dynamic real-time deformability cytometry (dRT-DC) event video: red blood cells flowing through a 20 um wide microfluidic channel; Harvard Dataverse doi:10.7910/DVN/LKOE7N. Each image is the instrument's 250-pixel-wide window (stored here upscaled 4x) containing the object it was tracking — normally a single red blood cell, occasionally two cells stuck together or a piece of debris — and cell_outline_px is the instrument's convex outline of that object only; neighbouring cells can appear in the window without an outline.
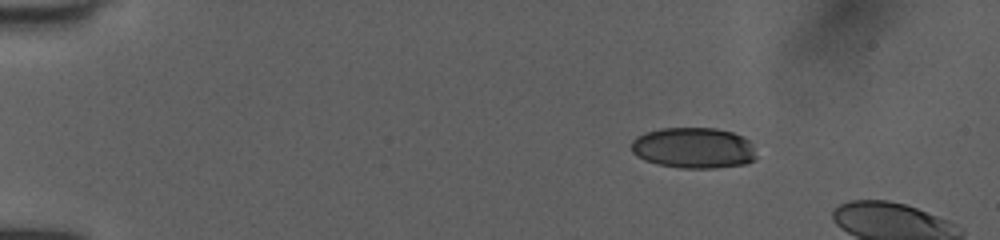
{"species": "human", "species_latin": "Homo sapiens", "temperature_condition": "room temperature", "stored_images_in_passage": 7, "camera_frame_rate_fps": 3000, "um_per_image_px": 0.085, "donor": {"sex": "female"}, "frame": {"image": 1, "passage_image": 1, "time_ms": 0.0, "image_size_px": [1000, 240], "cell_outline_px": [[756, 160], [744, 164], [716, 168], [680, 168], [660, 164], [644, 160], [636, 156], [632, 152], [632, 140], [636, 136], [644, 132], [660, 128], [716, 128], [732, 132], [744, 136], [748, 140], [756, 156]], "centroid_in_image_um": [58.93, 12.57], "position_along_channel_um": 26.1, "area_um2": 29.88}}